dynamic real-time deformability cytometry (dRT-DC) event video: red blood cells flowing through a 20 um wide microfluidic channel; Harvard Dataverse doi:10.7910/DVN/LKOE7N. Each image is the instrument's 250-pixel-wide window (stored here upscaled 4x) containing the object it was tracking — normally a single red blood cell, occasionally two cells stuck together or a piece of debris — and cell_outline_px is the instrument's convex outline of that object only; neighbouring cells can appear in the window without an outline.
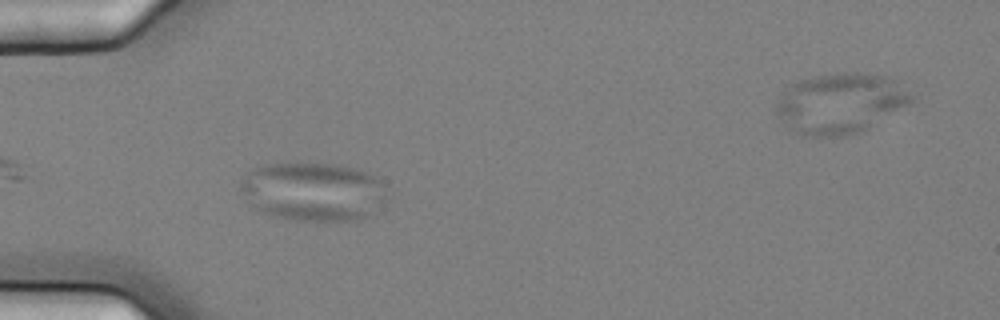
{"species": "common noctule bat (a hibernating species)", "species_latin": "Nyctalus noctula", "temperature_condition": "cold", "stored_images_in_passage": 2, "camera_frame_rate_fps": 3000, "um_per_image_px": 0.085, "animal": {"sex": "female", "body_mass_g": 25.1}, "frame": {"image": 1, "passage_image": 1, "time_ms": 0.0, "image_size_px": [1000, 320], "cell_outline_px": [[388, 200], [384, 212], [360, 220], [296, 220], [260, 212], [240, 192], [240, 180], [248, 172], [264, 164], [336, 164], [356, 168], [380, 180], [384, 184]], "centroid_in_image_um": [26.72, 16.31], "position_along_channel_um": 58.3, "area_um2": 50.63}}